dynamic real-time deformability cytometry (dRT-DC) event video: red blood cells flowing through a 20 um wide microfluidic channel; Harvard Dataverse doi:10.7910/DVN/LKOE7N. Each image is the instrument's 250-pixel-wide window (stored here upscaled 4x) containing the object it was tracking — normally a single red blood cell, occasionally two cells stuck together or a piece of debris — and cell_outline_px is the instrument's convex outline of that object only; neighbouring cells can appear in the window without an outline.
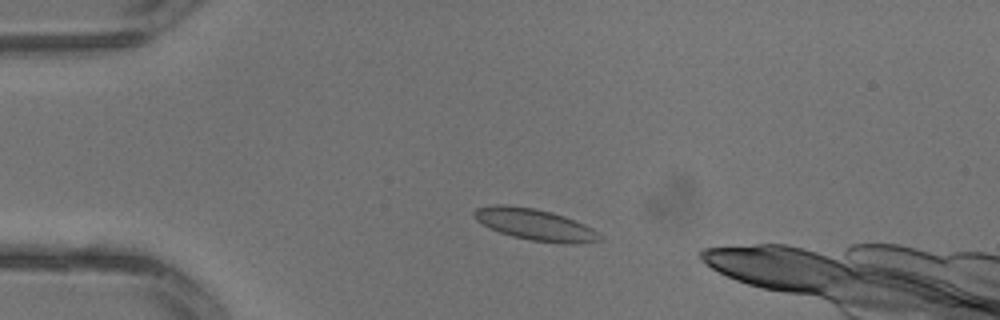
{"species": "common noctule bat (a hibernating species)", "species_latin": "Nyctalus noctula", "temperature_condition": "warm", "stored_images_in_passage": 3, "camera_frame_rate_fps": 3000, "um_per_image_px": 0.085, "animal": {"sex": "male", "body_mass_g": 13.3}, "frame": {"image": 1, "passage_image": 2, "time_ms": 0.333, "image_size_px": [1000, 320], "cell_outline_px": [[600, 240], [568, 244], [564, 244], [532, 240], [512, 236], [488, 228], [476, 220], [472, 216], [472, 212], [476, 208], [496, 204], [504, 204], [536, 208], [552, 212], [564, 216], [584, 224], [592, 228], [600, 236]], "centroid_in_image_um": [45.4, 19.07], "position_along_channel_um": 39.6, "area_um2": 22.95}}